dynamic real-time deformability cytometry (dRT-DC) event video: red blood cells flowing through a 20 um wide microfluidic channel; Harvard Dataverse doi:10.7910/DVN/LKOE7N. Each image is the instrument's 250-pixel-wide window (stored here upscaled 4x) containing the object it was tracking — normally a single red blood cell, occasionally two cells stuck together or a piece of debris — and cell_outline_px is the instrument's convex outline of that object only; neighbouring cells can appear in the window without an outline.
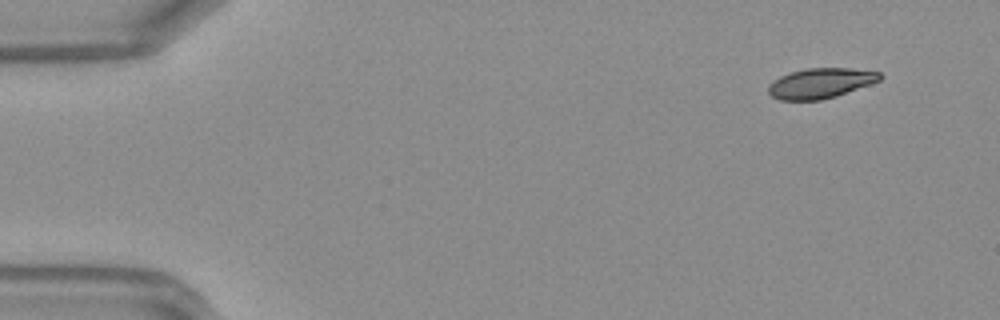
{"species": "Egyptian fruit bat (a non-hibernating species)", "species_latin": "Rousettus aegyptiacus", "temperature_condition": "warm", "stored_images_in_passage": 45, "camera_frame_rate_fps": 3000, "um_per_image_px": 0.085, "frame": {"image": 1, "passage_image": 1, "time_ms": 0.0, "image_size_px": [1000, 320], "cell_outline_px": [[884, 76], [880, 80], [836, 96], [820, 100], [780, 100], [772, 96], [768, 92], [768, 84], [772, 80], [780, 76], [792, 72], [808, 68], [852, 68], [880, 72]], "centroid_in_image_um": [69.73, 7.07], "position_along_channel_um": 15.3, "area_um2": 19.54}}
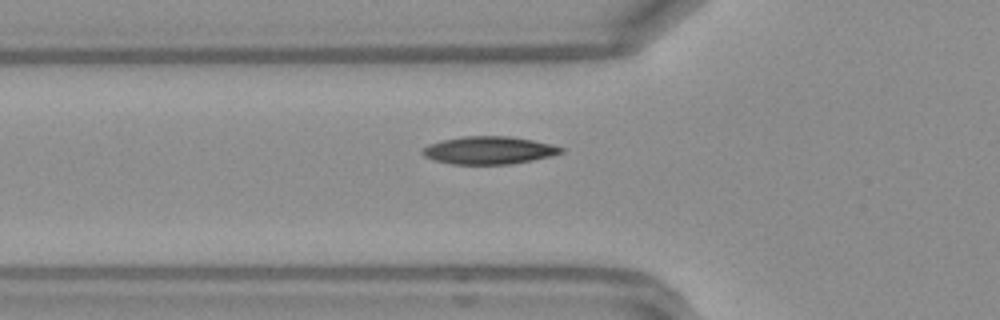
{"frame": {"image": 2, "passage_image": 14, "time_ms": 4.333, "image_size_px": [1000, 320], "cell_outline_px": [[564, 152], [532, 160], [508, 164], [452, 164], [432, 160], [424, 156], [420, 152], [428, 144], [444, 140], [464, 136], [508, 136], [532, 140], [552, 144], [564, 148]], "centroid_in_image_um": [41.53, 12.77], "position_along_channel_um": 84.3, "area_um2": 22.25}}
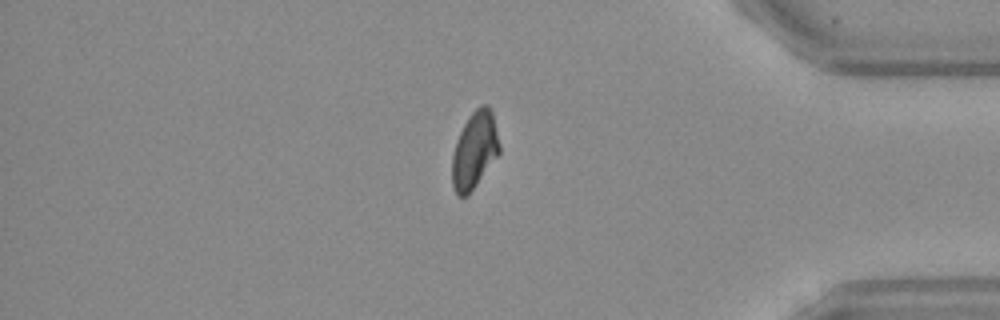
{"frame": {"image": 3, "passage_image": 38, "time_ms": 12.333, "image_size_px": [1000, 320], "cell_outline_px": [[500, 152], [468, 196], [456, 196], [452, 184], [452, 156], [456, 140], [468, 116], [480, 104], [488, 104], [492, 108], [500, 144]], "centroid_in_image_um": [40.34, 12.74], "position_along_channel_um": 394.9, "area_um2": 21.44}, "authors_computed_cell_mechanics": {"area_um2": 21.3282, "velocity_mm_per_s": 4.2194, "shape_relaxation_time_tau1_ms": 3.6655, "shape_relaxation_time_tau2_ms": 2.541, "deformation_change_tau1": 0.1392, "deformation_change_tau2": 0.0677}}